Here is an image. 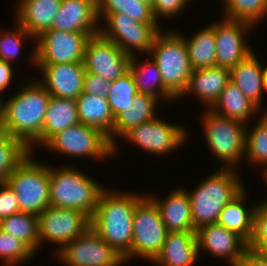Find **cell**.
Segmentation results:
<instances>
[{
	"label": "cell",
	"mask_w": 267,
	"mask_h": 266,
	"mask_svg": "<svg viewBox=\"0 0 267 266\" xmlns=\"http://www.w3.org/2000/svg\"><path fill=\"white\" fill-rule=\"evenodd\" d=\"M198 258L196 233L168 232L160 254L152 263L157 266H194Z\"/></svg>",
	"instance_id": "cell-23"
},
{
	"label": "cell",
	"mask_w": 267,
	"mask_h": 266,
	"mask_svg": "<svg viewBox=\"0 0 267 266\" xmlns=\"http://www.w3.org/2000/svg\"><path fill=\"white\" fill-rule=\"evenodd\" d=\"M225 18L245 21L256 27L267 18V0H221Z\"/></svg>",
	"instance_id": "cell-34"
},
{
	"label": "cell",
	"mask_w": 267,
	"mask_h": 266,
	"mask_svg": "<svg viewBox=\"0 0 267 266\" xmlns=\"http://www.w3.org/2000/svg\"><path fill=\"white\" fill-rule=\"evenodd\" d=\"M79 123L76 100L51 96L44 117L42 146L56 134Z\"/></svg>",
	"instance_id": "cell-30"
},
{
	"label": "cell",
	"mask_w": 267,
	"mask_h": 266,
	"mask_svg": "<svg viewBox=\"0 0 267 266\" xmlns=\"http://www.w3.org/2000/svg\"><path fill=\"white\" fill-rule=\"evenodd\" d=\"M261 177H262V179H264V182L266 183V185H267V170L266 171H264L263 173H261ZM267 187V186H266ZM264 200L267 202V199H265L264 198Z\"/></svg>",
	"instance_id": "cell-50"
},
{
	"label": "cell",
	"mask_w": 267,
	"mask_h": 266,
	"mask_svg": "<svg viewBox=\"0 0 267 266\" xmlns=\"http://www.w3.org/2000/svg\"><path fill=\"white\" fill-rule=\"evenodd\" d=\"M145 57L142 61L139 55L132 56L129 64L137 92L155 96L159 100L162 98L168 102L177 101V98L164 86L156 63L149 55Z\"/></svg>",
	"instance_id": "cell-27"
},
{
	"label": "cell",
	"mask_w": 267,
	"mask_h": 266,
	"mask_svg": "<svg viewBox=\"0 0 267 266\" xmlns=\"http://www.w3.org/2000/svg\"><path fill=\"white\" fill-rule=\"evenodd\" d=\"M96 0H62L51 29L68 32L99 33Z\"/></svg>",
	"instance_id": "cell-19"
},
{
	"label": "cell",
	"mask_w": 267,
	"mask_h": 266,
	"mask_svg": "<svg viewBox=\"0 0 267 266\" xmlns=\"http://www.w3.org/2000/svg\"><path fill=\"white\" fill-rule=\"evenodd\" d=\"M210 174L193 191H187L195 232L203 226L217 223L225 205L244 189L236 168H220Z\"/></svg>",
	"instance_id": "cell-3"
},
{
	"label": "cell",
	"mask_w": 267,
	"mask_h": 266,
	"mask_svg": "<svg viewBox=\"0 0 267 266\" xmlns=\"http://www.w3.org/2000/svg\"><path fill=\"white\" fill-rule=\"evenodd\" d=\"M189 1L191 2V0H154L152 6L154 18L157 22H160L161 17L172 19L183 12Z\"/></svg>",
	"instance_id": "cell-41"
},
{
	"label": "cell",
	"mask_w": 267,
	"mask_h": 266,
	"mask_svg": "<svg viewBox=\"0 0 267 266\" xmlns=\"http://www.w3.org/2000/svg\"><path fill=\"white\" fill-rule=\"evenodd\" d=\"M33 152L14 168L6 184L16 194L20 212L39 215L50 206L49 166L33 159Z\"/></svg>",
	"instance_id": "cell-6"
},
{
	"label": "cell",
	"mask_w": 267,
	"mask_h": 266,
	"mask_svg": "<svg viewBox=\"0 0 267 266\" xmlns=\"http://www.w3.org/2000/svg\"><path fill=\"white\" fill-rule=\"evenodd\" d=\"M13 30L3 29L0 32V60L13 64L23 47V40H36L17 21ZM28 37V38H27ZM13 62V63H12Z\"/></svg>",
	"instance_id": "cell-39"
},
{
	"label": "cell",
	"mask_w": 267,
	"mask_h": 266,
	"mask_svg": "<svg viewBox=\"0 0 267 266\" xmlns=\"http://www.w3.org/2000/svg\"><path fill=\"white\" fill-rule=\"evenodd\" d=\"M3 120H4V118H0V138L6 134L5 130H4Z\"/></svg>",
	"instance_id": "cell-48"
},
{
	"label": "cell",
	"mask_w": 267,
	"mask_h": 266,
	"mask_svg": "<svg viewBox=\"0 0 267 266\" xmlns=\"http://www.w3.org/2000/svg\"><path fill=\"white\" fill-rule=\"evenodd\" d=\"M230 81L261 110L264 78L262 63L254 51L230 70Z\"/></svg>",
	"instance_id": "cell-25"
},
{
	"label": "cell",
	"mask_w": 267,
	"mask_h": 266,
	"mask_svg": "<svg viewBox=\"0 0 267 266\" xmlns=\"http://www.w3.org/2000/svg\"><path fill=\"white\" fill-rule=\"evenodd\" d=\"M51 151L71 158L89 157L92 159L113 158V146L99 130L77 124L53 136L44 146ZM111 156V157H110Z\"/></svg>",
	"instance_id": "cell-11"
},
{
	"label": "cell",
	"mask_w": 267,
	"mask_h": 266,
	"mask_svg": "<svg viewBox=\"0 0 267 266\" xmlns=\"http://www.w3.org/2000/svg\"><path fill=\"white\" fill-rule=\"evenodd\" d=\"M204 136L212 155L223 164L220 168H236L245 156L246 126L243 122L222 117L206 109L202 115Z\"/></svg>",
	"instance_id": "cell-7"
},
{
	"label": "cell",
	"mask_w": 267,
	"mask_h": 266,
	"mask_svg": "<svg viewBox=\"0 0 267 266\" xmlns=\"http://www.w3.org/2000/svg\"><path fill=\"white\" fill-rule=\"evenodd\" d=\"M97 14L125 13L144 24H159L152 8L138 0H96Z\"/></svg>",
	"instance_id": "cell-35"
},
{
	"label": "cell",
	"mask_w": 267,
	"mask_h": 266,
	"mask_svg": "<svg viewBox=\"0 0 267 266\" xmlns=\"http://www.w3.org/2000/svg\"><path fill=\"white\" fill-rule=\"evenodd\" d=\"M99 33L49 29L36 38L29 56L31 64L83 63L87 40ZM35 48V49H34Z\"/></svg>",
	"instance_id": "cell-9"
},
{
	"label": "cell",
	"mask_w": 267,
	"mask_h": 266,
	"mask_svg": "<svg viewBox=\"0 0 267 266\" xmlns=\"http://www.w3.org/2000/svg\"><path fill=\"white\" fill-rule=\"evenodd\" d=\"M137 94V88L130 71L110 82L107 100L114 118L128 107H132L133 99Z\"/></svg>",
	"instance_id": "cell-36"
},
{
	"label": "cell",
	"mask_w": 267,
	"mask_h": 266,
	"mask_svg": "<svg viewBox=\"0 0 267 266\" xmlns=\"http://www.w3.org/2000/svg\"><path fill=\"white\" fill-rule=\"evenodd\" d=\"M13 65L4 60H0V93L6 92V88L12 84L13 80Z\"/></svg>",
	"instance_id": "cell-45"
},
{
	"label": "cell",
	"mask_w": 267,
	"mask_h": 266,
	"mask_svg": "<svg viewBox=\"0 0 267 266\" xmlns=\"http://www.w3.org/2000/svg\"><path fill=\"white\" fill-rule=\"evenodd\" d=\"M51 95L37 80H29L8 100L6 99L4 130L19 139L29 150L42 146V130Z\"/></svg>",
	"instance_id": "cell-2"
},
{
	"label": "cell",
	"mask_w": 267,
	"mask_h": 266,
	"mask_svg": "<svg viewBox=\"0 0 267 266\" xmlns=\"http://www.w3.org/2000/svg\"><path fill=\"white\" fill-rule=\"evenodd\" d=\"M263 67V78H264V91L267 92V65L264 66L262 64Z\"/></svg>",
	"instance_id": "cell-47"
},
{
	"label": "cell",
	"mask_w": 267,
	"mask_h": 266,
	"mask_svg": "<svg viewBox=\"0 0 267 266\" xmlns=\"http://www.w3.org/2000/svg\"><path fill=\"white\" fill-rule=\"evenodd\" d=\"M138 1L142 2V3L146 4V5H149L151 8H152L153 2H154V0H138Z\"/></svg>",
	"instance_id": "cell-49"
},
{
	"label": "cell",
	"mask_w": 267,
	"mask_h": 266,
	"mask_svg": "<svg viewBox=\"0 0 267 266\" xmlns=\"http://www.w3.org/2000/svg\"><path fill=\"white\" fill-rule=\"evenodd\" d=\"M62 0H18L15 19L35 39L51 29Z\"/></svg>",
	"instance_id": "cell-21"
},
{
	"label": "cell",
	"mask_w": 267,
	"mask_h": 266,
	"mask_svg": "<svg viewBox=\"0 0 267 266\" xmlns=\"http://www.w3.org/2000/svg\"><path fill=\"white\" fill-rule=\"evenodd\" d=\"M210 110L219 116L243 122L245 125L250 124L249 120L255 114V116H260L259 113H262V110L231 81L228 82Z\"/></svg>",
	"instance_id": "cell-28"
},
{
	"label": "cell",
	"mask_w": 267,
	"mask_h": 266,
	"mask_svg": "<svg viewBox=\"0 0 267 266\" xmlns=\"http://www.w3.org/2000/svg\"><path fill=\"white\" fill-rule=\"evenodd\" d=\"M254 26L245 21L223 18L214 22L216 66L231 69L253 52L247 34ZM246 37V38H245Z\"/></svg>",
	"instance_id": "cell-16"
},
{
	"label": "cell",
	"mask_w": 267,
	"mask_h": 266,
	"mask_svg": "<svg viewBox=\"0 0 267 266\" xmlns=\"http://www.w3.org/2000/svg\"><path fill=\"white\" fill-rule=\"evenodd\" d=\"M195 233L198 255L205 251L209 255L225 259L231 266L249 249L248 242L242 236L217 223L203 226Z\"/></svg>",
	"instance_id": "cell-17"
},
{
	"label": "cell",
	"mask_w": 267,
	"mask_h": 266,
	"mask_svg": "<svg viewBox=\"0 0 267 266\" xmlns=\"http://www.w3.org/2000/svg\"><path fill=\"white\" fill-rule=\"evenodd\" d=\"M159 99L149 94L138 93L133 99L132 107L122 111L116 118L111 132V145L113 156L119 153L118 144L115 139L122 137L132 127L151 121L156 118L157 104ZM156 110V111H155Z\"/></svg>",
	"instance_id": "cell-24"
},
{
	"label": "cell",
	"mask_w": 267,
	"mask_h": 266,
	"mask_svg": "<svg viewBox=\"0 0 267 266\" xmlns=\"http://www.w3.org/2000/svg\"><path fill=\"white\" fill-rule=\"evenodd\" d=\"M54 253L64 266H122L125 264L124 257L91 227Z\"/></svg>",
	"instance_id": "cell-12"
},
{
	"label": "cell",
	"mask_w": 267,
	"mask_h": 266,
	"mask_svg": "<svg viewBox=\"0 0 267 266\" xmlns=\"http://www.w3.org/2000/svg\"><path fill=\"white\" fill-rule=\"evenodd\" d=\"M29 152L19 139L9 134L0 138V184L6 182L9 174Z\"/></svg>",
	"instance_id": "cell-37"
},
{
	"label": "cell",
	"mask_w": 267,
	"mask_h": 266,
	"mask_svg": "<svg viewBox=\"0 0 267 266\" xmlns=\"http://www.w3.org/2000/svg\"><path fill=\"white\" fill-rule=\"evenodd\" d=\"M234 266H267V252L248 249Z\"/></svg>",
	"instance_id": "cell-44"
},
{
	"label": "cell",
	"mask_w": 267,
	"mask_h": 266,
	"mask_svg": "<svg viewBox=\"0 0 267 266\" xmlns=\"http://www.w3.org/2000/svg\"><path fill=\"white\" fill-rule=\"evenodd\" d=\"M20 212L15 192L6 183L0 184V220Z\"/></svg>",
	"instance_id": "cell-42"
},
{
	"label": "cell",
	"mask_w": 267,
	"mask_h": 266,
	"mask_svg": "<svg viewBox=\"0 0 267 266\" xmlns=\"http://www.w3.org/2000/svg\"><path fill=\"white\" fill-rule=\"evenodd\" d=\"M99 22H106L100 26V34L117 44L129 56L148 55L155 37L161 31L159 24H144L128 17L125 13L97 14ZM103 19H102V18Z\"/></svg>",
	"instance_id": "cell-8"
},
{
	"label": "cell",
	"mask_w": 267,
	"mask_h": 266,
	"mask_svg": "<svg viewBox=\"0 0 267 266\" xmlns=\"http://www.w3.org/2000/svg\"><path fill=\"white\" fill-rule=\"evenodd\" d=\"M159 32L148 55L158 66L164 86L178 99L186 90L193 71L181 32Z\"/></svg>",
	"instance_id": "cell-5"
},
{
	"label": "cell",
	"mask_w": 267,
	"mask_h": 266,
	"mask_svg": "<svg viewBox=\"0 0 267 266\" xmlns=\"http://www.w3.org/2000/svg\"><path fill=\"white\" fill-rule=\"evenodd\" d=\"M147 196L158 207L168 232L195 233L191 217V202L186 189L176 188L162 200L153 194L150 196L147 194Z\"/></svg>",
	"instance_id": "cell-20"
},
{
	"label": "cell",
	"mask_w": 267,
	"mask_h": 266,
	"mask_svg": "<svg viewBox=\"0 0 267 266\" xmlns=\"http://www.w3.org/2000/svg\"><path fill=\"white\" fill-rule=\"evenodd\" d=\"M188 133L184 126L155 119L132 127L121 139L136 144L153 155H167L187 142Z\"/></svg>",
	"instance_id": "cell-13"
},
{
	"label": "cell",
	"mask_w": 267,
	"mask_h": 266,
	"mask_svg": "<svg viewBox=\"0 0 267 266\" xmlns=\"http://www.w3.org/2000/svg\"><path fill=\"white\" fill-rule=\"evenodd\" d=\"M246 189L225 205L220 212L217 224L242 236L248 243L254 231L256 204L246 208Z\"/></svg>",
	"instance_id": "cell-29"
},
{
	"label": "cell",
	"mask_w": 267,
	"mask_h": 266,
	"mask_svg": "<svg viewBox=\"0 0 267 266\" xmlns=\"http://www.w3.org/2000/svg\"><path fill=\"white\" fill-rule=\"evenodd\" d=\"M0 229L24 242L35 254L39 249L38 216L19 212L0 220Z\"/></svg>",
	"instance_id": "cell-32"
},
{
	"label": "cell",
	"mask_w": 267,
	"mask_h": 266,
	"mask_svg": "<svg viewBox=\"0 0 267 266\" xmlns=\"http://www.w3.org/2000/svg\"><path fill=\"white\" fill-rule=\"evenodd\" d=\"M131 260L153 262L160 254L167 236V228L156 204L146 195L137 205L133 215Z\"/></svg>",
	"instance_id": "cell-10"
},
{
	"label": "cell",
	"mask_w": 267,
	"mask_h": 266,
	"mask_svg": "<svg viewBox=\"0 0 267 266\" xmlns=\"http://www.w3.org/2000/svg\"><path fill=\"white\" fill-rule=\"evenodd\" d=\"M229 81L230 71L227 68L213 66L193 70L189 78L188 86L178 100L192 93L206 105L205 107L207 108L205 109H210Z\"/></svg>",
	"instance_id": "cell-22"
},
{
	"label": "cell",
	"mask_w": 267,
	"mask_h": 266,
	"mask_svg": "<svg viewBox=\"0 0 267 266\" xmlns=\"http://www.w3.org/2000/svg\"><path fill=\"white\" fill-rule=\"evenodd\" d=\"M1 94L2 93H0V118H4L5 117L6 101H2L3 97L1 96Z\"/></svg>",
	"instance_id": "cell-46"
},
{
	"label": "cell",
	"mask_w": 267,
	"mask_h": 266,
	"mask_svg": "<svg viewBox=\"0 0 267 266\" xmlns=\"http://www.w3.org/2000/svg\"><path fill=\"white\" fill-rule=\"evenodd\" d=\"M190 63L193 70L216 66V39L214 22L199 29L192 37H185Z\"/></svg>",
	"instance_id": "cell-31"
},
{
	"label": "cell",
	"mask_w": 267,
	"mask_h": 266,
	"mask_svg": "<svg viewBox=\"0 0 267 266\" xmlns=\"http://www.w3.org/2000/svg\"><path fill=\"white\" fill-rule=\"evenodd\" d=\"M35 254L24 242L0 229V260L2 266H21Z\"/></svg>",
	"instance_id": "cell-38"
},
{
	"label": "cell",
	"mask_w": 267,
	"mask_h": 266,
	"mask_svg": "<svg viewBox=\"0 0 267 266\" xmlns=\"http://www.w3.org/2000/svg\"><path fill=\"white\" fill-rule=\"evenodd\" d=\"M79 122L102 132L111 144L115 118L105 96L81 93L76 99Z\"/></svg>",
	"instance_id": "cell-26"
},
{
	"label": "cell",
	"mask_w": 267,
	"mask_h": 266,
	"mask_svg": "<svg viewBox=\"0 0 267 266\" xmlns=\"http://www.w3.org/2000/svg\"><path fill=\"white\" fill-rule=\"evenodd\" d=\"M109 85L110 82L105 80L100 75L85 72L82 93L107 97V94L109 92Z\"/></svg>",
	"instance_id": "cell-43"
},
{
	"label": "cell",
	"mask_w": 267,
	"mask_h": 266,
	"mask_svg": "<svg viewBox=\"0 0 267 266\" xmlns=\"http://www.w3.org/2000/svg\"><path fill=\"white\" fill-rule=\"evenodd\" d=\"M50 206L75 209L92 218L105 187L70 166L49 167Z\"/></svg>",
	"instance_id": "cell-4"
},
{
	"label": "cell",
	"mask_w": 267,
	"mask_h": 266,
	"mask_svg": "<svg viewBox=\"0 0 267 266\" xmlns=\"http://www.w3.org/2000/svg\"><path fill=\"white\" fill-rule=\"evenodd\" d=\"M130 60L131 56L100 33L87 40L83 59L86 72L100 75L108 82H113L129 71Z\"/></svg>",
	"instance_id": "cell-15"
},
{
	"label": "cell",
	"mask_w": 267,
	"mask_h": 266,
	"mask_svg": "<svg viewBox=\"0 0 267 266\" xmlns=\"http://www.w3.org/2000/svg\"><path fill=\"white\" fill-rule=\"evenodd\" d=\"M90 223L81 211L49 206L38 215L39 247L49 241L58 245L57 252L90 228Z\"/></svg>",
	"instance_id": "cell-14"
},
{
	"label": "cell",
	"mask_w": 267,
	"mask_h": 266,
	"mask_svg": "<svg viewBox=\"0 0 267 266\" xmlns=\"http://www.w3.org/2000/svg\"><path fill=\"white\" fill-rule=\"evenodd\" d=\"M263 111L252 131L248 128L249 124L246 126L244 156L251 165L256 164L260 168V174L267 170V107Z\"/></svg>",
	"instance_id": "cell-33"
},
{
	"label": "cell",
	"mask_w": 267,
	"mask_h": 266,
	"mask_svg": "<svg viewBox=\"0 0 267 266\" xmlns=\"http://www.w3.org/2000/svg\"><path fill=\"white\" fill-rule=\"evenodd\" d=\"M41 70L38 81L51 96L76 100L83 91V63L35 64Z\"/></svg>",
	"instance_id": "cell-18"
},
{
	"label": "cell",
	"mask_w": 267,
	"mask_h": 266,
	"mask_svg": "<svg viewBox=\"0 0 267 266\" xmlns=\"http://www.w3.org/2000/svg\"><path fill=\"white\" fill-rule=\"evenodd\" d=\"M248 246L256 252H267V202L265 200L257 202L254 231Z\"/></svg>",
	"instance_id": "cell-40"
},
{
	"label": "cell",
	"mask_w": 267,
	"mask_h": 266,
	"mask_svg": "<svg viewBox=\"0 0 267 266\" xmlns=\"http://www.w3.org/2000/svg\"><path fill=\"white\" fill-rule=\"evenodd\" d=\"M145 196L105 189L90 219L91 228L124 257L125 263L131 261L134 211Z\"/></svg>",
	"instance_id": "cell-1"
}]
</instances>
